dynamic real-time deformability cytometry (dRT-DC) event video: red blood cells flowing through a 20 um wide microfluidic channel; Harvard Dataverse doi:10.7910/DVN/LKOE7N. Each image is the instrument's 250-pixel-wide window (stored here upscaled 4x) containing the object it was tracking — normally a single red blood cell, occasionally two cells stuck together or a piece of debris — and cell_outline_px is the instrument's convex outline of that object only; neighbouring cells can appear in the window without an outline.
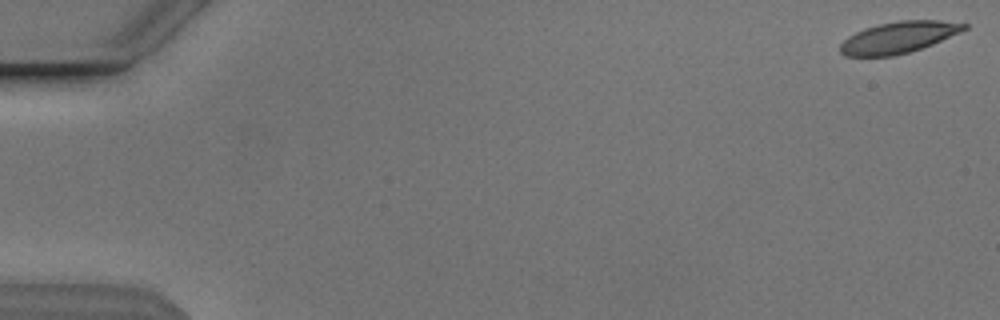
{"species": "Egyptian fruit bat (a non-hibernating species)", "species_latin": "Rousettus aegyptiacus", "temperature_condition": "cold", "stored_images_in_passage": 54, "camera_frame_rate_fps": 3000, "um_per_image_px": 0.085, "animal": {"sex": "male"}, "frame": {"image": 1, "passage_image": 1, "time_ms": 0.0, "image_size_px": [1000, 320], "cell_outline_px": [[968, 28], [960, 32], [932, 44], [908, 52], [892, 56], [844, 56], [840, 52], [840, 44], [848, 36], [864, 28], [876, 24], [900, 20], [940, 20], [968, 24]], "centroid_in_image_um": [76.35, 3.17], "position_along_channel_um": 8.6, "area_um2": 22.66}}
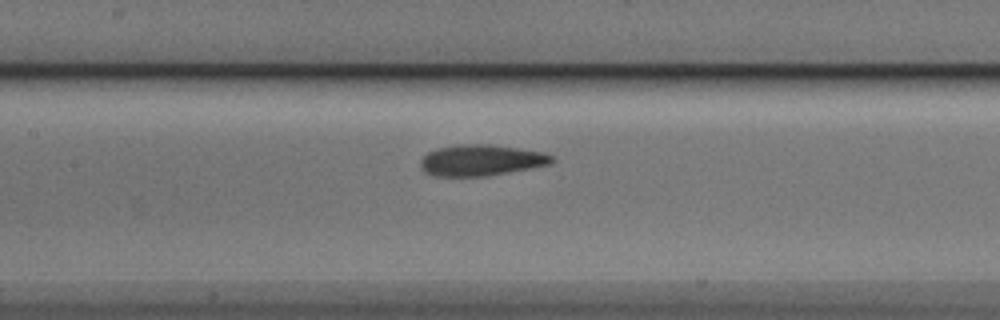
{"frame": {"image": 2, "passage_image": 26, "time_ms": 8.333, "image_size_px": [1000, 320], "cell_outline_px": [[556, 160], [552, 164], [484, 176], [436, 176], [424, 172], [420, 168], [420, 160], [428, 152], [436, 148], [456, 144], [488, 144], [544, 152], [552, 156]], "centroid_in_image_um": [40.87, 13.61], "position_along_channel_um": 166.5, "area_um2": 23.81}}
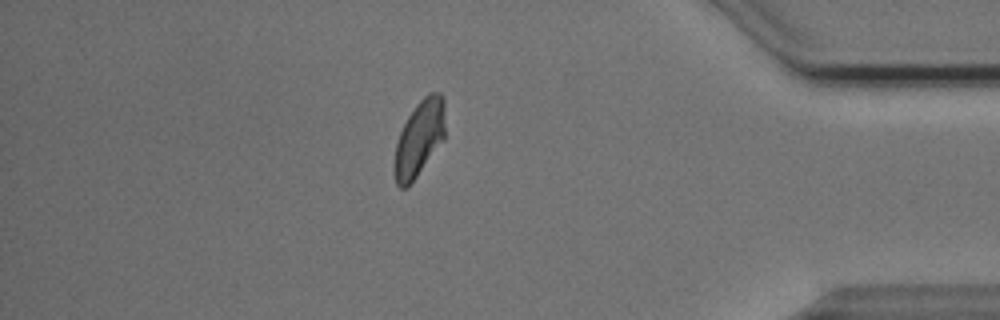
{"frame": {"image": 3, "passage_image": 47, "time_ms": 15.333, "image_size_px": [1000, 320], "cell_outline_px": [[444, 140], [408, 188], [400, 188], [396, 184], [392, 168], [392, 164], [396, 144], [400, 132], [408, 116], [416, 104], [428, 92], [440, 92], [444, 96]], "centroid_in_image_um": [35.62, 11.79], "position_along_channel_um": 399.6, "area_um2": 22.83}, "authors_computed_cell_mechanics": {"area_um2": 23.3223, "velocity_mm_per_s": 3.8122, "shape_relaxation_time_tau1_ms": 3.5414, "shape_relaxation_time_tau2_ms": 1.5358, "deformation_change_tau1": 0.1291, "deformation_change_tau2": 0.0923}}